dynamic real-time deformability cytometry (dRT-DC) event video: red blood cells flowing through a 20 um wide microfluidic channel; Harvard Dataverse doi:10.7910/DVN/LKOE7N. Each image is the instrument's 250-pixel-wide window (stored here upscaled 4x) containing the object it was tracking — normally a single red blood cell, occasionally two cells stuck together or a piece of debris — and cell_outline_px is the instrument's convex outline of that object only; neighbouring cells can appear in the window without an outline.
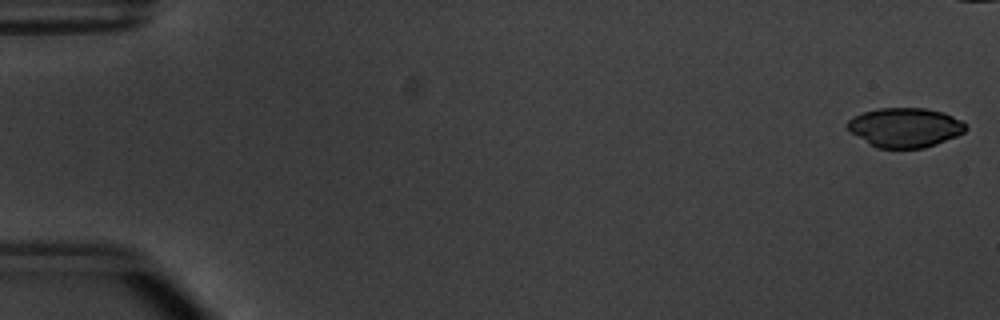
{"species": "common noctule bat (a hibernating species)", "species_latin": "Nyctalus noctula", "temperature_condition": "warm", "stored_images_in_passage": 9, "camera_frame_rate_fps": 3000, "um_per_image_px": 0.085, "animal": {"sex": "male", "body_mass_g": 20.1, "forearm_length_mm": 53.5}, "frame": {"image": 1, "passage_image": 1, "time_ms": 0.0, "image_size_px": [1000, 320], "cell_outline_px": [[968, 128], [964, 132], [956, 136], [936, 144], [924, 148], [876, 148], [868, 144], [852, 132], [848, 128], [848, 120], [852, 116], [864, 112], [880, 108], [924, 108], [944, 112], [968, 124]], "centroid_in_image_um": [76.95, 10.84], "position_along_channel_um": 8.1, "area_um2": 27.17}}